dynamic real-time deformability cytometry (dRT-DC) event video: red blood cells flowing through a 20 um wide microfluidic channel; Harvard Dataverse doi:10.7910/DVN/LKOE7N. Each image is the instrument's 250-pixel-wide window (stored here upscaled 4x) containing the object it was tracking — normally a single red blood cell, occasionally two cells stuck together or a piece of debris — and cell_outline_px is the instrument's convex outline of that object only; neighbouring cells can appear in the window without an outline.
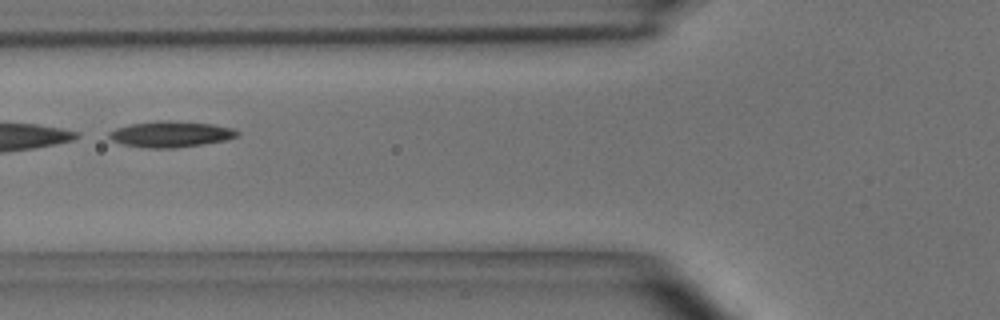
{"species": "common noctule bat (a hibernating species)", "species_latin": "Nyctalus noctula", "temperature_condition": "room temperature", "stored_images_in_passage": 6, "camera_frame_rate_fps": 3000, "um_per_image_px": 0.085, "animal": {"sex": "male", "body_mass_g": 15.6}, "frame": {"image": 1, "passage_image": 5, "time_ms": 1.333, "image_size_px": [1000, 320], "cell_outline_px": [[240, 136], [228, 140], [204, 144], [176, 148], [148, 148], [120, 144], [112, 140], [108, 136], [108, 132], [116, 128], [128, 124], [156, 120], [168, 120], [212, 124], [232, 128], [240, 132]], "centroid_in_image_um": [14.51, 11.4], "position_along_channel_um": 111.3, "area_um2": 19.77}}